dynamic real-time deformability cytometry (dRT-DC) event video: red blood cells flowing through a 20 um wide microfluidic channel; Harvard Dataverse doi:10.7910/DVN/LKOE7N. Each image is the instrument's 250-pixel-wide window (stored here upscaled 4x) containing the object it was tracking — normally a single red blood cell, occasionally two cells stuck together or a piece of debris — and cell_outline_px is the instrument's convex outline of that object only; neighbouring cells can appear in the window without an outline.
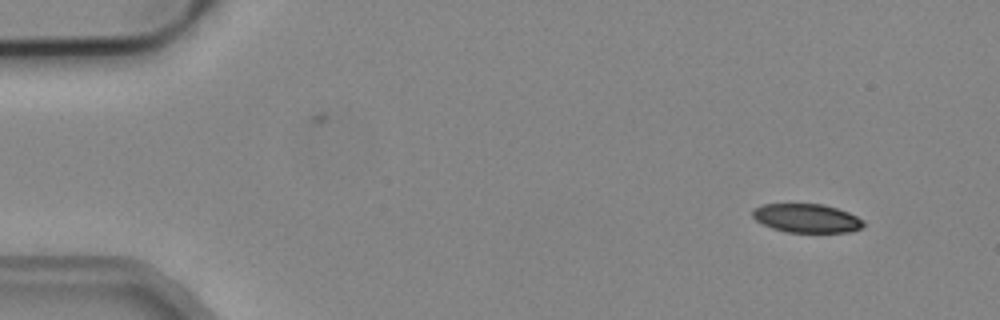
{"species": "common noctule bat (a hibernating species)", "species_latin": "Nyctalus noctula", "temperature_condition": "cold", "stored_images_in_passage": 3, "camera_frame_rate_fps": 3000, "um_per_image_px": 0.085, "animal": {"sex": "male", "body_mass_g": 19.2, "forearm_length_mm": 51.8}, "frame": {"image": 1, "passage_image": 1, "time_ms": 0.0, "image_size_px": [1000, 320], "cell_outline_px": [[864, 224], [860, 228], [848, 232], [784, 232], [772, 228], [756, 220], [752, 216], [752, 208], [764, 204], [824, 204], [848, 212], [864, 220]], "centroid_in_image_um": [68.55, 18.54], "position_along_channel_um": 16.5, "area_um2": 18.55}}